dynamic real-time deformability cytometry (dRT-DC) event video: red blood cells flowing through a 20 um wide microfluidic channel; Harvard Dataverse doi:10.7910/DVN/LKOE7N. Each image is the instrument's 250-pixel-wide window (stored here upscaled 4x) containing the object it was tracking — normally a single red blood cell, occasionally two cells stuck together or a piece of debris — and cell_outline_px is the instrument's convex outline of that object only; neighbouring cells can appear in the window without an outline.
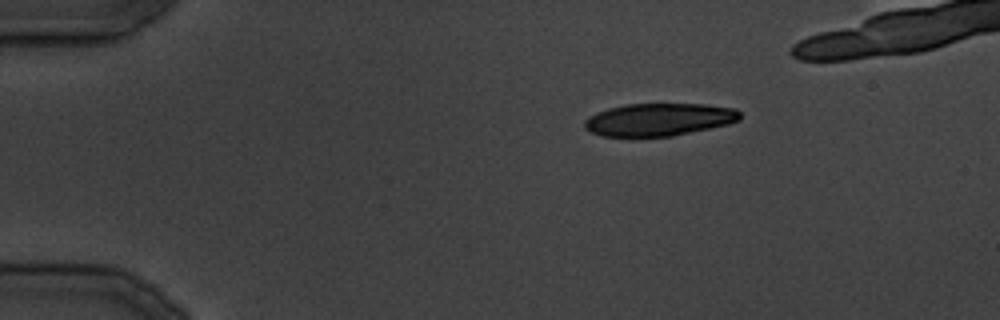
{"species": "common noctule bat (a hibernating species)", "species_latin": "Nyctalus noctula", "temperature_condition": "cold", "stored_images_in_passage": 6, "camera_frame_rate_fps": 3000, "um_per_image_px": 0.085, "animal": {"sex": "male", "body_mass_g": 19.5, "forearm_length_mm": 54.6}, "frame": {"image": 1, "passage_image": 1, "time_ms": 0.0, "image_size_px": [1000, 320], "cell_outline_px": [[740, 120], [728, 124], [672, 136], [600, 136], [584, 128], [584, 120], [588, 116], [596, 112], [608, 108], [628, 104], [704, 104], [736, 108], [740, 112]], "centroid_in_image_um": [56.0, 10.15], "position_along_channel_um": 29.0, "area_um2": 29.54}}